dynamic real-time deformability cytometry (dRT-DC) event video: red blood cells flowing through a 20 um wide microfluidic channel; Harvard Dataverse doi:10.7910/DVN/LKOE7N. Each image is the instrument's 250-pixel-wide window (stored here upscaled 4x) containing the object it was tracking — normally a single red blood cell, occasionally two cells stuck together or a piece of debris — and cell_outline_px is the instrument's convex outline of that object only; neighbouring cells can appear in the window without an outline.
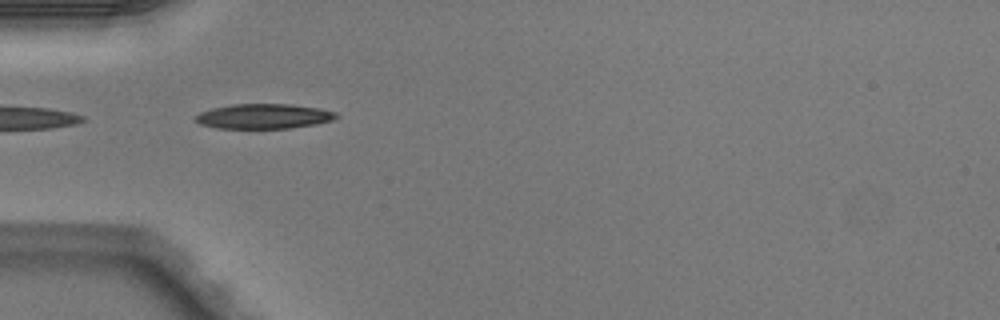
{"species": "Egyptian fruit bat (a non-hibernating species)", "species_latin": "Rousettus aegyptiacus", "temperature_condition": "warm", "stored_images_in_passage": 4, "camera_frame_rate_fps": 3000, "um_per_image_px": 0.085, "animal": {"sex": "male"}, "frame": {"image": 1, "passage_image": 1, "time_ms": 0.0, "image_size_px": [1000, 320], "cell_outline_px": [[340, 116], [332, 120], [316, 124], [292, 128], [216, 128], [200, 124], [196, 120], [196, 116], [200, 112], [212, 108], [232, 104], [292, 104], [320, 108], [336, 112]], "centroid_in_image_um": [22.45, 9.88], "position_along_channel_um": 62.5, "area_um2": 20.46}}
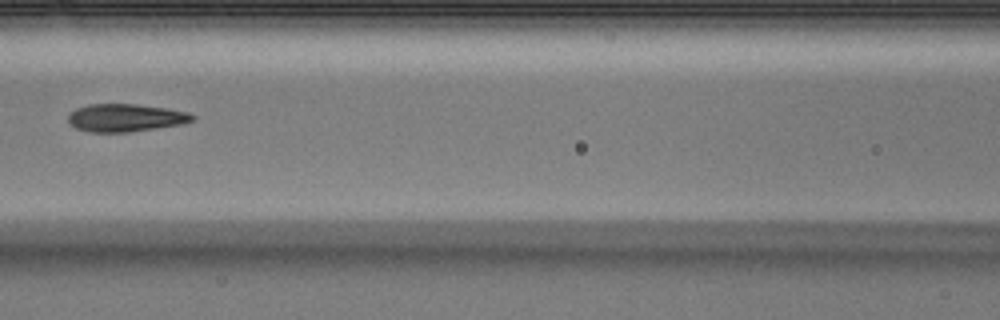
{"frame": {"image": 2, "passage_image": 3, "time_ms": 0.667, "image_size_px": [1000, 320], "cell_outline_px": [[196, 116], [192, 120], [184, 124], [128, 132], [88, 132], [76, 128], [68, 120], [68, 116], [76, 108], [88, 104], [136, 104], [168, 108], [188, 112]], "centroid_in_image_um": [10.69, 10.01], "position_along_channel_um": 155.9, "area_um2": 20.11}}
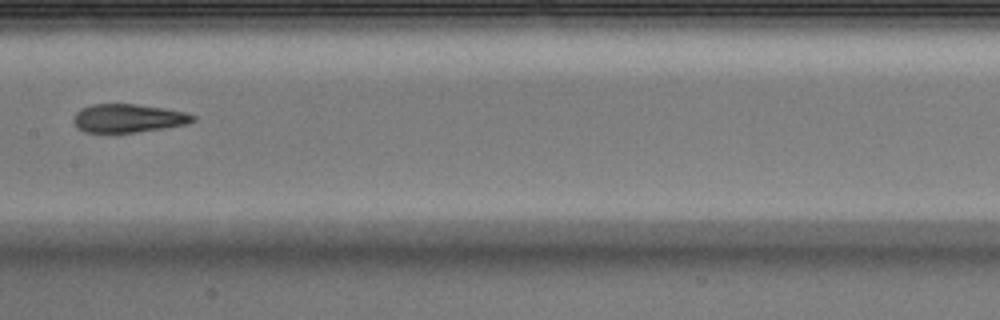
{"frame": {"image": 3, "passage_image": 4, "time_ms": 1.0, "image_size_px": [1000, 320], "cell_outline_px": [[196, 120], [188, 124], [164, 128], [136, 132], [84, 132], [76, 128], [72, 120], [76, 112], [80, 108], [92, 104], [136, 104], [184, 112], [196, 116]], "centroid_in_image_um": [10.86, 10.05], "position_along_channel_um": 196.5, "area_um2": 19.77}}